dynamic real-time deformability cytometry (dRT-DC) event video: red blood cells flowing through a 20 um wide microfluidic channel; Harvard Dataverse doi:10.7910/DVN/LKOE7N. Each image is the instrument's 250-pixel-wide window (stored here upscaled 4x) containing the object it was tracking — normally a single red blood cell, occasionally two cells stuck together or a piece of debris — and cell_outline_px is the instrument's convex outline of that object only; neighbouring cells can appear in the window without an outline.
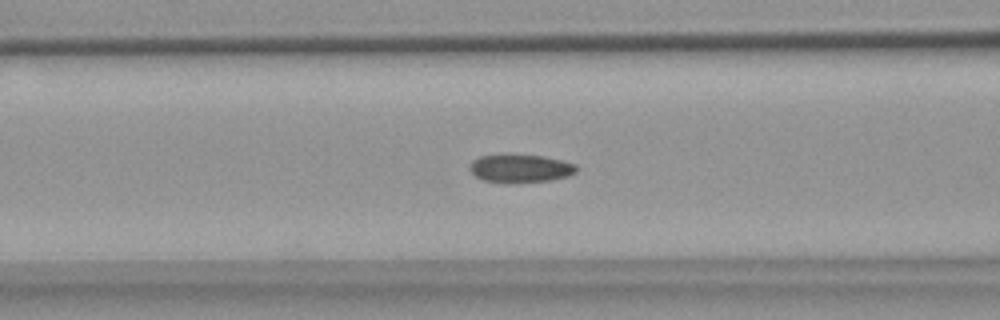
{"species": "common noctule bat (a hibernating species)", "species_latin": "Nyctalus noctula", "temperature_condition": "warm", "stored_images_in_passage": 54, "camera_frame_rate_fps": 3000, "um_per_image_px": 0.085, "animal": {"sex": "female", "body_mass_g": 18.4}, "frame": {"image": 1, "passage_image": 21, "time_ms": 6.667, "image_size_px": [1000, 320], "cell_outline_px": [[576, 172], [568, 176], [552, 180], [508, 184], [504, 184], [484, 180], [476, 176], [468, 168], [472, 160], [480, 156], [508, 152], [544, 156], [576, 164]], "centroid_in_image_um": [44.18, 14.29], "position_along_channel_um": 122.4, "area_um2": 18.26}}
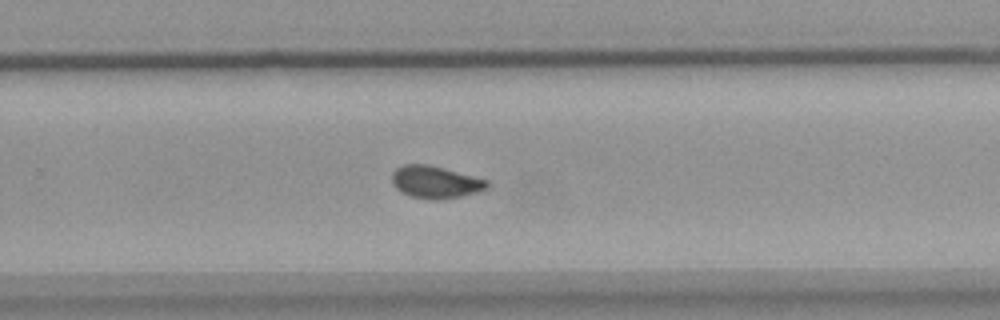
{"frame": {"image": 2, "passage_image": 35, "time_ms": 11.333, "image_size_px": [1000, 320], "cell_outline_px": [[488, 188], [476, 192], [460, 196], [440, 200], [428, 200], [412, 196], [400, 192], [392, 184], [392, 172], [400, 164], [428, 164], [444, 168], [488, 180]], "centroid_in_image_um": [36.96, 15.47], "position_along_channel_um": 292.8, "area_um2": 18.03}}
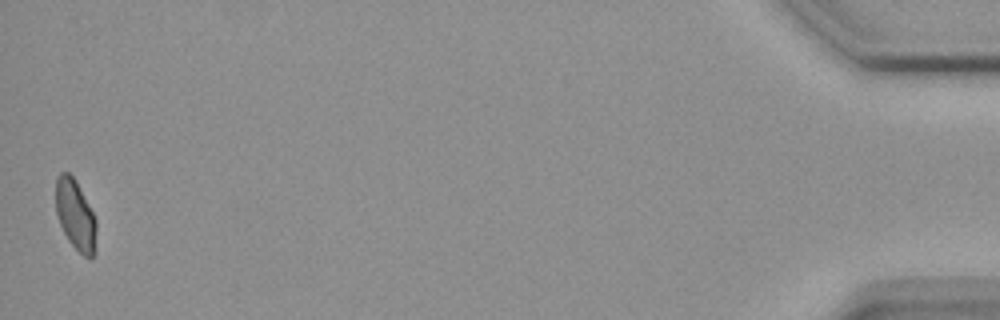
{"frame": {"image": 3, "passage_image": 54, "time_ms": 17.667, "image_size_px": [1000, 320], "cell_outline_px": [[96, 228], [92, 260], [84, 256], [68, 240], [60, 224], [56, 212], [56, 176], [60, 172], [68, 172], [76, 180], [96, 220]], "centroid_in_image_um": [6.39, 18.24], "position_along_channel_um": 428.8, "area_um2": 16.3}, "authors_computed_cell_mechanics": {"area_um2": 17.5423, "velocity_mm_per_s": 3.6675, "shape_relaxation_time_tau1_ms": null, "shape_relaxation_time_tau2_ms": 1.6783, "deformation_change_tau1": null, "deformation_change_tau2": 0.0642}}